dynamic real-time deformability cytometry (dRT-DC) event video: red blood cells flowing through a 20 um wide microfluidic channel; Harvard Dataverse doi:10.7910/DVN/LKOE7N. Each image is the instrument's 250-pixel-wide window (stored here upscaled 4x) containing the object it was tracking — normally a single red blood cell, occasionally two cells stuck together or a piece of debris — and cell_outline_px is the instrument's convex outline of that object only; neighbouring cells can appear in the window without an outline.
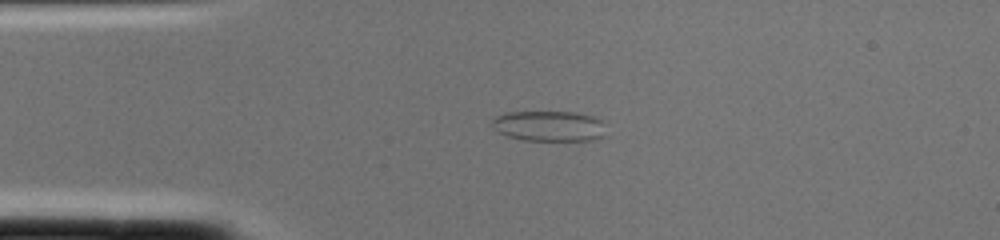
{"species": "common noctule bat (a hibernating species)", "species_latin": "Nyctalus noctula", "temperature_condition": "cold", "stored_images_in_passage": 1, "camera_frame_rate_fps": 3000, "um_per_image_px": 0.085, "animal": {"sex": "female", "body_mass_g": 22.0, "forearm_length_mm": 56.7}, "frame": {"image": 1, "passage_image": 1, "time_ms": 0.0, "image_size_px": [1000, 240], "cell_outline_px": [[604, 136], [588, 140], [524, 140], [508, 136], [500, 132], [492, 124], [492, 120], [496, 116], [504, 112], [572, 112], [592, 116], [600, 120]], "centroid_in_image_um": [46.63, 10.7], "position_along_channel_um": 38.4, "area_um2": 19.77}}